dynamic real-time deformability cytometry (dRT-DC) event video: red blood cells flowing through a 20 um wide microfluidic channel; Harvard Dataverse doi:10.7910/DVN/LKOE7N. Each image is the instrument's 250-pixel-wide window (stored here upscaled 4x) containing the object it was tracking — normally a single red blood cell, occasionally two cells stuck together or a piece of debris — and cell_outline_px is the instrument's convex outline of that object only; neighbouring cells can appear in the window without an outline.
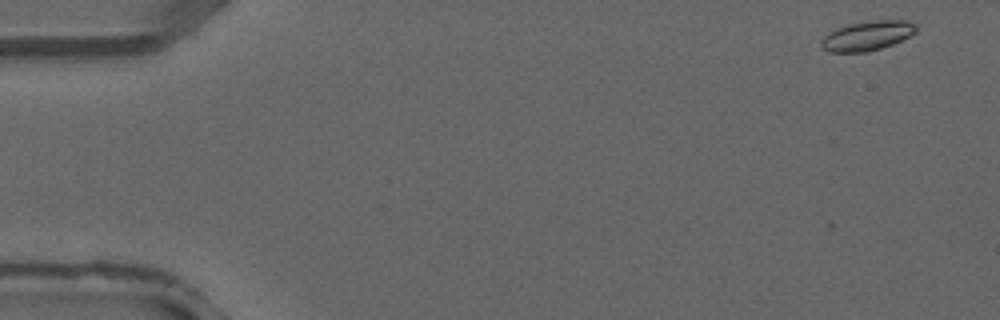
{"species": "common noctule bat (a hibernating species)", "species_latin": "Nyctalus noctula", "temperature_condition": "warm", "stored_images_in_passage": 4, "camera_frame_rate_fps": 3000, "um_per_image_px": 0.085, "animal": {"sex": "male", "forearm_length_mm": 52.5}, "frame": {"image": 1, "passage_image": 4, "time_ms": 1.0, "image_size_px": [1000, 320], "cell_outline_px": [[916, 32], [892, 44], [868, 52], [828, 52], [820, 48], [820, 40], [828, 32], [836, 28], [852, 24], [876, 20], [904, 20], [916, 24]], "centroid_in_image_um": [73.66, 3.05], "position_along_channel_um": 11.3, "area_um2": 16.24}}